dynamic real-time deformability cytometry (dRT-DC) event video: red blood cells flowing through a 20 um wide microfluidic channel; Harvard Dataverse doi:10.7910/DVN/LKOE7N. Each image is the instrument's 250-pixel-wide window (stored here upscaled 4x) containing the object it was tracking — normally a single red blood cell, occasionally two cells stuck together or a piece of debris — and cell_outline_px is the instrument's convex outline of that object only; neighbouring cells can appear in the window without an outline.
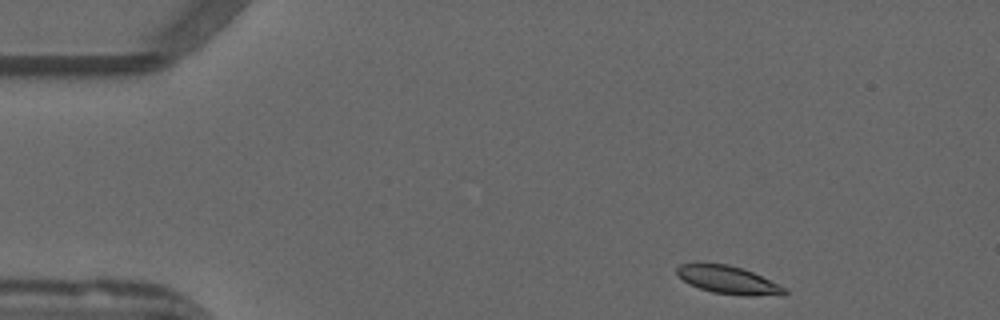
{"species": "common noctule bat (a hibernating species)", "species_latin": "Nyctalus noctula", "temperature_condition": "warm", "stored_images_in_passage": 46, "camera_frame_rate_fps": 3000, "um_per_image_px": 0.085, "animal": {"sex": "male", "forearm_length_mm": 52.5}, "frame": {"image": 1, "passage_image": 1, "time_ms": 0.0, "image_size_px": [1000, 320], "cell_outline_px": [[788, 292], [784, 296], [740, 296], [712, 292], [700, 288], [684, 280], [676, 272], [676, 268], [680, 264], [696, 260], [728, 264], [744, 268], [784, 288]], "centroid_in_image_um": [61.86, 23.76], "position_along_channel_um": 23.1, "area_um2": 17.98}}
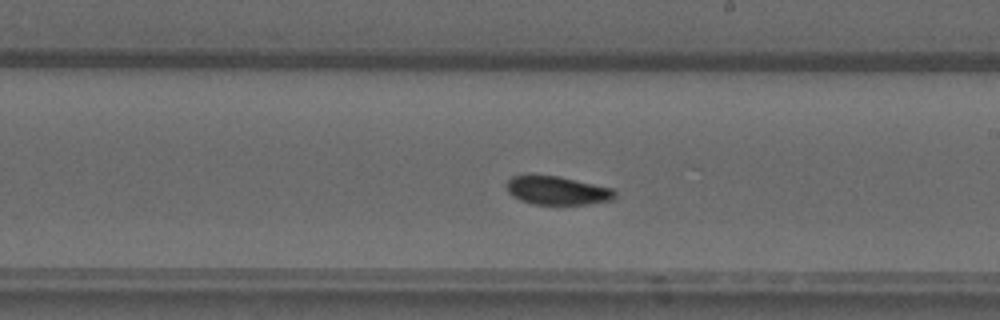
{"frame": {"image": 2, "passage_image": 24, "time_ms": 7.667, "image_size_px": [1000, 320], "cell_outline_px": [[616, 196], [612, 200], [588, 204], [532, 204], [520, 200], [512, 196], [508, 192], [504, 184], [512, 176], [528, 172], [532, 172], [560, 176], [612, 188], [616, 192]], "centroid_in_image_um": [47.28, 16.14], "position_along_channel_um": 241.7, "area_um2": 18.73}}
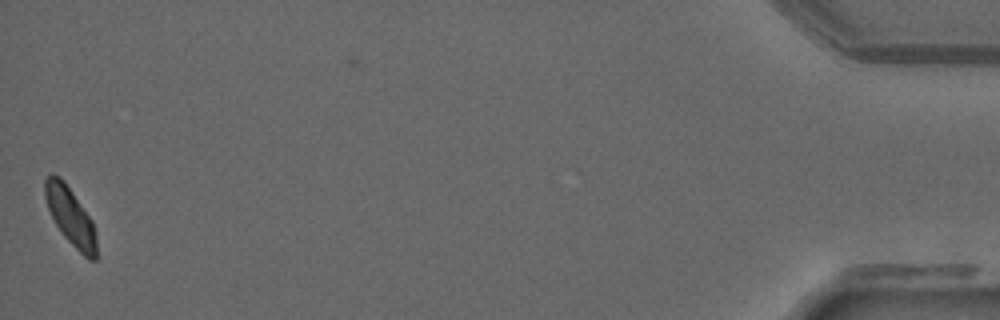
{"frame": {"image": 3, "passage_image": 46, "time_ms": 15.0, "image_size_px": [1000, 320], "cell_outline_px": [[96, 260], [88, 260], [64, 236], [56, 224], [48, 208], [44, 196], [44, 180], [52, 172], [60, 176], [64, 180], [92, 220], [96, 236]], "centroid_in_image_um": [5.98, 18.35], "position_along_channel_um": 429.2, "area_um2": 17.22}, "authors_computed_cell_mechanics": {"area_um2": 18.2937, "velocity_mm_per_s": 3.8879, "shape_relaxation_time_tau1_ms": 3.8674, "shape_relaxation_time_tau2_ms": 2.3358, "deformation_change_tau1": 0.1229, "deformation_change_tau2": 0.0682}}